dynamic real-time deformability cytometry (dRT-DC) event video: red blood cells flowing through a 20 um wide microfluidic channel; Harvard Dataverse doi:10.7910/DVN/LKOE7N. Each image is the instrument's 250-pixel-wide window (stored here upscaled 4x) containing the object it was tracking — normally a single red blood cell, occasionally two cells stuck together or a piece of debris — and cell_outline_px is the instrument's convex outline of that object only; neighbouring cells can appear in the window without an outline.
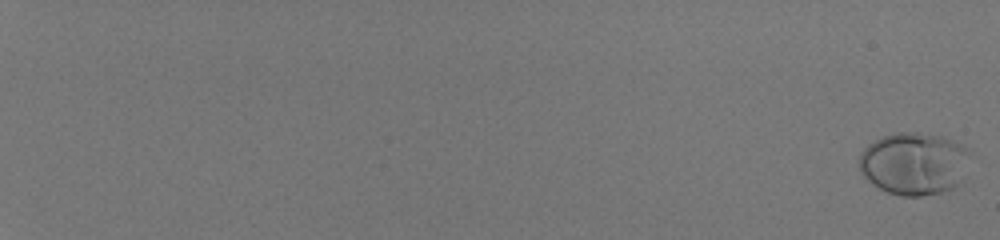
{"species": "human", "species_latin": "Homo sapiens", "temperature_condition": "room temperature", "stored_images_in_passage": 57, "camera_frame_rate_fps": 3000, "um_per_image_px": 0.085, "donor": {"sex": "male"}, "frame": {"image": 1, "passage_image": 1, "time_ms": 0.0, "image_size_px": [1000, 240], "cell_outline_px": [[972, 152], [960, 180], [952, 188], [940, 192], [920, 196], [900, 196], [888, 192], [872, 184], [860, 172], [860, 152], [868, 144], [884, 136], [896, 132], [920, 132], [940, 136], [952, 140], [968, 148]], "centroid_in_image_um": [77.68, 13.89], "position_along_channel_um": 7.3, "area_um2": 40.29}}
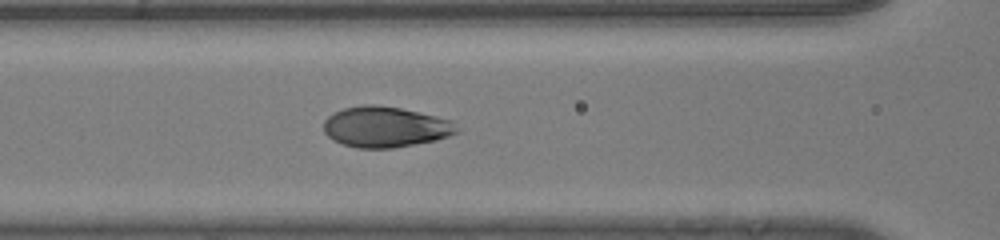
{"frame": {"image": 2, "passage_image": 32, "time_ms": 10.333, "image_size_px": [1000, 240], "cell_outline_px": [[460, 132], [436, 140], [392, 148], [356, 148], [332, 140], [324, 132], [324, 120], [328, 116], [344, 108], [360, 104], [376, 104], [400, 108], [436, 116], [452, 120], [460, 128]], "centroid_in_image_um": [32.77, 10.78], "position_along_channel_um": 133.8, "area_um2": 31.73}}
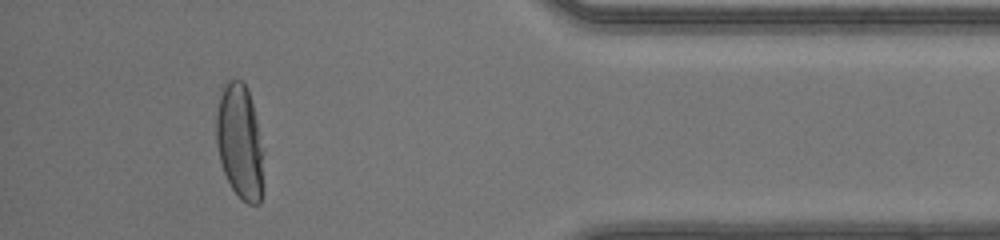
{"frame": {"image": 3, "passage_image": 54, "time_ms": 17.667, "image_size_px": [1000, 240], "cell_outline_px": [[264, 192], [260, 204], [248, 204], [240, 200], [232, 188], [224, 172], [220, 160], [216, 140], [216, 116], [220, 88], [228, 80], [244, 80], [248, 88], [264, 148]], "centroid_in_image_um": [20.42, 12.08], "position_along_channel_um": 414.8, "area_um2": 32.71}, "authors_computed_cell_mechanics": {"area_um2": 32.657, "velocity_mm_per_s": 4.1802, "shape_relaxation_time_tau1_ms": 4.3191, "shape_relaxation_time_tau2_ms": null, "deformation_change_tau1": 0.2153, "deformation_change_tau2": null}}